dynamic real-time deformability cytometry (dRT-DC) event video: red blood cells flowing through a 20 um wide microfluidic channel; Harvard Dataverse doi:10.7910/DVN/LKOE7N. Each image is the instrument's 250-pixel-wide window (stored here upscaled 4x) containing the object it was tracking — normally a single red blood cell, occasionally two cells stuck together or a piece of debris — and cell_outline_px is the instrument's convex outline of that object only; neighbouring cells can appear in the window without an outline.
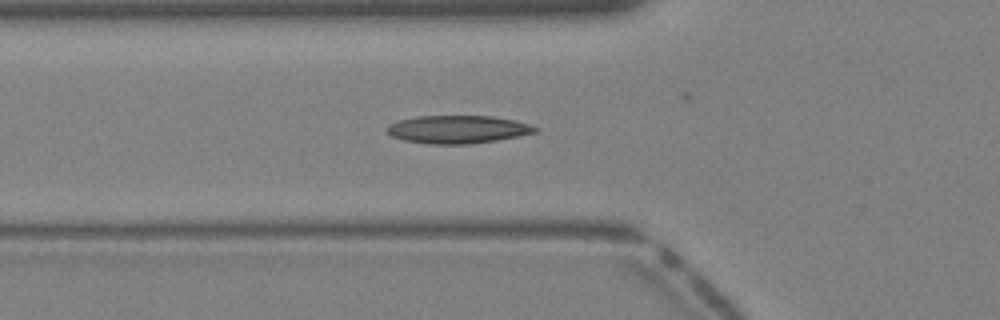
{"species": "Egyptian fruit bat (a non-hibernating species)", "species_latin": "Rousettus aegyptiacus", "temperature_condition": "warm", "stored_images_in_passage": 37, "camera_frame_rate_fps": 3000, "um_per_image_px": 0.085, "animal": {"sex": "female"}, "frame": {"image": 1, "passage_image": 14, "time_ms": 4.333, "image_size_px": [1000, 320], "cell_outline_px": [[540, 128], [536, 132], [496, 140], [468, 144], [428, 144], [404, 140], [392, 136], [388, 132], [388, 124], [400, 120], [416, 116], [492, 116], [512, 120], [528, 124]], "centroid_in_image_um": [38.89, 11.0], "position_along_channel_um": 86.9, "area_um2": 23.87}}
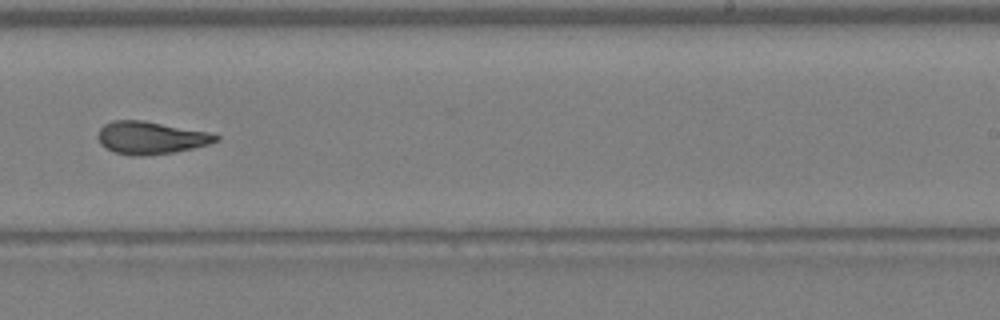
{"frame": {"image": 2, "passage_image": 25, "time_ms": 8.0, "image_size_px": [1000, 320], "cell_outline_px": [[220, 140], [208, 144], [192, 148], [172, 152], [144, 156], [132, 156], [112, 152], [100, 144], [96, 136], [100, 128], [104, 124], [112, 120], [144, 120], [208, 132], [220, 136]], "centroid_in_image_um": [12.76, 11.71], "position_along_channel_um": 276.2, "area_um2": 22.54}}
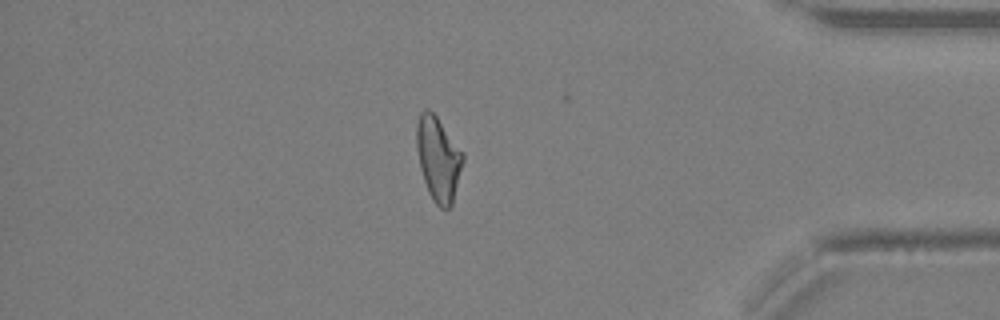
{"frame": {"image": 3, "passage_image": 34, "time_ms": 11.0, "image_size_px": [1000, 320], "cell_outline_px": [[464, 160], [452, 204], [448, 208], [440, 208], [432, 200], [428, 192], [420, 168], [416, 148], [416, 124], [420, 112], [424, 108], [428, 108], [436, 116], [464, 152]], "centroid_in_image_um": [37.24, 13.48], "position_along_channel_um": 398.0, "area_um2": 22.89}}